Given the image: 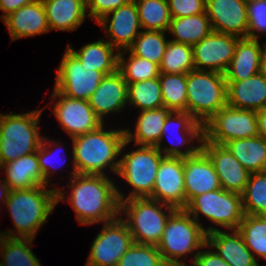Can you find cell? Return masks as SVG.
Segmentation results:
<instances>
[{
    "label": "cell",
    "mask_w": 266,
    "mask_h": 266,
    "mask_svg": "<svg viewBox=\"0 0 266 266\" xmlns=\"http://www.w3.org/2000/svg\"><path fill=\"white\" fill-rule=\"evenodd\" d=\"M207 233L185 209H176L169 217L157 246L167 266H190L182 256L206 248Z\"/></svg>",
    "instance_id": "cell-4"
},
{
    "label": "cell",
    "mask_w": 266,
    "mask_h": 266,
    "mask_svg": "<svg viewBox=\"0 0 266 266\" xmlns=\"http://www.w3.org/2000/svg\"><path fill=\"white\" fill-rule=\"evenodd\" d=\"M0 191V203L4 205L9 197L10 188L3 179L0 180Z\"/></svg>",
    "instance_id": "cell-49"
},
{
    "label": "cell",
    "mask_w": 266,
    "mask_h": 266,
    "mask_svg": "<svg viewBox=\"0 0 266 266\" xmlns=\"http://www.w3.org/2000/svg\"><path fill=\"white\" fill-rule=\"evenodd\" d=\"M70 180L66 186L71 191L69 199L59 188L57 203L62 200L70 203L80 225L106 223L119 216L117 186L108 175L75 174Z\"/></svg>",
    "instance_id": "cell-1"
},
{
    "label": "cell",
    "mask_w": 266,
    "mask_h": 266,
    "mask_svg": "<svg viewBox=\"0 0 266 266\" xmlns=\"http://www.w3.org/2000/svg\"><path fill=\"white\" fill-rule=\"evenodd\" d=\"M48 186L10 191L5 204L16 230L11 228L9 231L0 233L1 236L35 239L38 230L47 222L58 204L57 186L47 190Z\"/></svg>",
    "instance_id": "cell-3"
},
{
    "label": "cell",
    "mask_w": 266,
    "mask_h": 266,
    "mask_svg": "<svg viewBox=\"0 0 266 266\" xmlns=\"http://www.w3.org/2000/svg\"><path fill=\"white\" fill-rule=\"evenodd\" d=\"M202 150L212 161L221 188L241 195L248 183L250 172L241 165L225 145L208 142L204 138Z\"/></svg>",
    "instance_id": "cell-18"
},
{
    "label": "cell",
    "mask_w": 266,
    "mask_h": 266,
    "mask_svg": "<svg viewBox=\"0 0 266 266\" xmlns=\"http://www.w3.org/2000/svg\"><path fill=\"white\" fill-rule=\"evenodd\" d=\"M239 39L230 34L212 31L192 46L195 69L225 74Z\"/></svg>",
    "instance_id": "cell-15"
},
{
    "label": "cell",
    "mask_w": 266,
    "mask_h": 266,
    "mask_svg": "<svg viewBox=\"0 0 266 266\" xmlns=\"http://www.w3.org/2000/svg\"><path fill=\"white\" fill-rule=\"evenodd\" d=\"M129 53L127 61L123 56ZM118 71L122 74L127 83L144 81L160 76V67L158 64L145 58L133 55L128 49L119 51Z\"/></svg>",
    "instance_id": "cell-38"
},
{
    "label": "cell",
    "mask_w": 266,
    "mask_h": 266,
    "mask_svg": "<svg viewBox=\"0 0 266 266\" xmlns=\"http://www.w3.org/2000/svg\"><path fill=\"white\" fill-rule=\"evenodd\" d=\"M176 209L186 208L184 158L164 156L158 167L154 189L148 197Z\"/></svg>",
    "instance_id": "cell-16"
},
{
    "label": "cell",
    "mask_w": 266,
    "mask_h": 266,
    "mask_svg": "<svg viewBox=\"0 0 266 266\" xmlns=\"http://www.w3.org/2000/svg\"><path fill=\"white\" fill-rule=\"evenodd\" d=\"M174 127L176 128V130ZM174 133L177 135L179 134V139L177 135H175ZM165 135L168 136V138L170 139L168 141L170 142L172 141L171 146L169 147L167 146L165 147V145L164 146L162 145L163 144L162 141L166 137ZM172 136L175 137L174 140L176 142L173 141ZM196 139L198 140L197 143L199 145L196 143ZM203 139H204V125L202 123L196 121L188 112L172 111L169 114V116L165 119L160 141L155 147L163 154V156L184 158L197 154L202 149ZM194 141L196 144L194 143ZM180 146L181 148L184 146L187 147L185 149H181Z\"/></svg>",
    "instance_id": "cell-10"
},
{
    "label": "cell",
    "mask_w": 266,
    "mask_h": 266,
    "mask_svg": "<svg viewBox=\"0 0 266 266\" xmlns=\"http://www.w3.org/2000/svg\"><path fill=\"white\" fill-rule=\"evenodd\" d=\"M5 170L4 181L9 186L10 191L26 190L35 186L48 185L44 181L40 169L37 152L19 157L18 159L0 165V170Z\"/></svg>",
    "instance_id": "cell-27"
},
{
    "label": "cell",
    "mask_w": 266,
    "mask_h": 266,
    "mask_svg": "<svg viewBox=\"0 0 266 266\" xmlns=\"http://www.w3.org/2000/svg\"><path fill=\"white\" fill-rule=\"evenodd\" d=\"M175 210L170 205L148 197L131 198L120 201L119 215H126V219L121 218L127 224L135 243L158 246L167 221Z\"/></svg>",
    "instance_id": "cell-5"
},
{
    "label": "cell",
    "mask_w": 266,
    "mask_h": 266,
    "mask_svg": "<svg viewBox=\"0 0 266 266\" xmlns=\"http://www.w3.org/2000/svg\"><path fill=\"white\" fill-rule=\"evenodd\" d=\"M260 73L266 77V43L264 44L263 53L261 56Z\"/></svg>",
    "instance_id": "cell-50"
},
{
    "label": "cell",
    "mask_w": 266,
    "mask_h": 266,
    "mask_svg": "<svg viewBox=\"0 0 266 266\" xmlns=\"http://www.w3.org/2000/svg\"><path fill=\"white\" fill-rule=\"evenodd\" d=\"M67 48L80 60L82 65L96 68V71H100L104 75L118 70L119 51L105 39L88 43L77 51L70 44Z\"/></svg>",
    "instance_id": "cell-29"
},
{
    "label": "cell",
    "mask_w": 266,
    "mask_h": 266,
    "mask_svg": "<svg viewBox=\"0 0 266 266\" xmlns=\"http://www.w3.org/2000/svg\"><path fill=\"white\" fill-rule=\"evenodd\" d=\"M232 232L222 231L213 225L205 229L207 245L230 266H260L252 252L245 245L244 240L237 230Z\"/></svg>",
    "instance_id": "cell-22"
},
{
    "label": "cell",
    "mask_w": 266,
    "mask_h": 266,
    "mask_svg": "<svg viewBox=\"0 0 266 266\" xmlns=\"http://www.w3.org/2000/svg\"><path fill=\"white\" fill-rule=\"evenodd\" d=\"M196 251V254L192 255L191 266H230L225 260H223L215 251L211 250Z\"/></svg>",
    "instance_id": "cell-46"
},
{
    "label": "cell",
    "mask_w": 266,
    "mask_h": 266,
    "mask_svg": "<svg viewBox=\"0 0 266 266\" xmlns=\"http://www.w3.org/2000/svg\"><path fill=\"white\" fill-rule=\"evenodd\" d=\"M184 187L186 207L197 195L221 188L214 165L202 149L193 156L184 157Z\"/></svg>",
    "instance_id": "cell-20"
},
{
    "label": "cell",
    "mask_w": 266,
    "mask_h": 266,
    "mask_svg": "<svg viewBox=\"0 0 266 266\" xmlns=\"http://www.w3.org/2000/svg\"><path fill=\"white\" fill-rule=\"evenodd\" d=\"M257 124H258V135L266 139V107L256 111Z\"/></svg>",
    "instance_id": "cell-48"
},
{
    "label": "cell",
    "mask_w": 266,
    "mask_h": 266,
    "mask_svg": "<svg viewBox=\"0 0 266 266\" xmlns=\"http://www.w3.org/2000/svg\"><path fill=\"white\" fill-rule=\"evenodd\" d=\"M133 243L127 224L118 216L103 224L92 242L85 266H117Z\"/></svg>",
    "instance_id": "cell-13"
},
{
    "label": "cell",
    "mask_w": 266,
    "mask_h": 266,
    "mask_svg": "<svg viewBox=\"0 0 266 266\" xmlns=\"http://www.w3.org/2000/svg\"><path fill=\"white\" fill-rule=\"evenodd\" d=\"M163 105L172 111L187 112V74L160 73Z\"/></svg>",
    "instance_id": "cell-35"
},
{
    "label": "cell",
    "mask_w": 266,
    "mask_h": 266,
    "mask_svg": "<svg viewBox=\"0 0 266 266\" xmlns=\"http://www.w3.org/2000/svg\"><path fill=\"white\" fill-rule=\"evenodd\" d=\"M2 21L8 29L11 41L50 31L44 4L38 0L19 8Z\"/></svg>",
    "instance_id": "cell-23"
},
{
    "label": "cell",
    "mask_w": 266,
    "mask_h": 266,
    "mask_svg": "<svg viewBox=\"0 0 266 266\" xmlns=\"http://www.w3.org/2000/svg\"><path fill=\"white\" fill-rule=\"evenodd\" d=\"M241 197L244 214H266V171L250 173Z\"/></svg>",
    "instance_id": "cell-40"
},
{
    "label": "cell",
    "mask_w": 266,
    "mask_h": 266,
    "mask_svg": "<svg viewBox=\"0 0 266 266\" xmlns=\"http://www.w3.org/2000/svg\"><path fill=\"white\" fill-rule=\"evenodd\" d=\"M60 147L61 146H60L59 143L57 144L55 141H52L51 139H48L47 137L45 138L43 136L42 141L40 143V146H39V148L37 150V157H38L40 169L42 171V174H43V177H44V181L47 184L50 183V181L53 182V179H50V178L52 177L51 175H53V173L59 169V168L57 169V167L61 166V164L64 165L66 163L65 161H64V163H62L63 162L62 161L61 164H59L60 163L58 161L59 158H57L58 163L56 162L59 166L56 165V163H55L56 157H58V156H57V152L55 153L54 148L57 151V149L58 148L60 149Z\"/></svg>",
    "instance_id": "cell-42"
},
{
    "label": "cell",
    "mask_w": 266,
    "mask_h": 266,
    "mask_svg": "<svg viewBox=\"0 0 266 266\" xmlns=\"http://www.w3.org/2000/svg\"><path fill=\"white\" fill-rule=\"evenodd\" d=\"M132 0H86L87 14L96 23L109 12L129 3Z\"/></svg>",
    "instance_id": "cell-45"
},
{
    "label": "cell",
    "mask_w": 266,
    "mask_h": 266,
    "mask_svg": "<svg viewBox=\"0 0 266 266\" xmlns=\"http://www.w3.org/2000/svg\"><path fill=\"white\" fill-rule=\"evenodd\" d=\"M142 30L167 32L172 20L167 0H134Z\"/></svg>",
    "instance_id": "cell-33"
},
{
    "label": "cell",
    "mask_w": 266,
    "mask_h": 266,
    "mask_svg": "<svg viewBox=\"0 0 266 266\" xmlns=\"http://www.w3.org/2000/svg\"><path fill=\"white\" fill-rule=\"evenodd\" d=\"M205 6L213 31L247 37V0H206Z\"/></svg>",
    "instance_id": "cell-19"
},
{
    "label": "cell",
    "mask_w": 266,
    "mask_h": 266,
    "mask_svg": "<svg viewBox=\"0 0 266 266\" xmlns=\"http://www.w3.org/2000/svg\"><path fill=\"white\" fill-rule=\"evenodd\" d=\"M212 31L213 28L206 12L181 18H172L168 29V32L175 37L171 41L190 46L199 43Z\"/></svg>",
    "instance_id": "cell-31"
},
{
    "label": "cell",
    "mask_w": 266,
    "mask_h": 266,
    "mask_svg": "<svg viewBox=\"0 0 266 266\" xmlns=\"http://www.w3.org/2000/svg\"><path fill=\"white\" fill-rule=\"evenodd\" d=\"M185 210L199 224L201 213L214 225L228 230H237L245 215L241 195L222 188L197 195Z\"/></svg>",
    "instance_id": "cell-9"
},
{
    "label": "cell",
    "mask_w": 266,
    "mask_h": 266,
    "mask_svg": "<svg viewBox=\"0 0 266 266\" xmlns=\"http://www.w3.org/2000/svg\"><path fill=\"white\" fill-rule=\"evenodd\" d=\"M34 0H0V10L3 14L0 19H4L9 14L18 10L19 8L32 3Z\"/></svg>",
    "instance_id": "cell-47"
},
{
    "label": "cell",
    "mask_w": 266,
    "mask_h": 266,
    "mask_svg": "<svg viewBox=\"0 0 266 266\" xmlns=\"http://www.w3.org/2000/svg\"><path fill=\"white\" fill-rule=\"evenodd\" d=\"M128 104L140 111L164 106L159 77L128 83Z\"/></svg>",
    "instance_id": "cell-36"
},
{
    "label": "cell",
    "mask_w": 266,
    "mask_h": 266,
    "mask_svg": "<svg viewBox=\"0 0 266 266\" xmlns=\"http://www.w3.org/2000/svg\"><path fill=\"white\" fill-rule=\"evenodd\" d=\"M44 109L22 114L0 113V165L37 152L43 138L38 124Z\"/></svg>",
    "instance_id": "cell-6"
},
{
    "label": "cell",
    "mask_w": 266,
    "mask_h": 266,
    "mask_svg": "<svg viewBox=\"0 0 266 266\" xmlns=\"http://www.w3.org/2000/svg\"><path fill=\"white\" fill-rule=\"evenodd\" d=\"M165 31L142 30L128 50L135 56L160 65L169 40Z\"/></svg>",
    "instance_id": "cell-37"
},
{
    "label": "cell",
    "mask_w": 266,
    "mask_h": 266,
    "mask_svg": "<svg viewBox=\"0 0 266 266\" xmlns=\"http://www.w3.org/2000/svg\"><path fill=\"white\" fill-rule=\"evenodd\" d=\"M263 48L257 39L240 38L225 72L226 81H243L259 73Z\"/></svg>",
    "instance_id": "cell-25"
},
{
    "label": "cell",
    "mask_w": 266,
    "mask_h": 266,
    "mask_svg": "<svg viewBox=\"0 0 266 266\" xmlns=\"http://www.w3.org/2000/svg\"><path fill=\"white\" fill-rule=\"evenodd\" d=\"M247 18V37L258 40L266 33V0H247Z\"/></svg>",
    "instance_id": "cell-43"
},
{
    "label": "cell",
    "mask_w": 266,
    "mask_h": 266,
    "mask_svg": "<svg viewBox=\"0 0 266 266\" xmlns=\"http://www.w3.org/2000/svg\"><path fill=\"white\" fill-rule=\"evenodd\" d=\"M127 91L128 83L118 70L102 78L98 88L88 100L89 105L102 123H104L103 119L106 115L123 111L128 104Z\"/></svg>",
    "instance_id": "cell-21"
},
{
    "label": "cell",
    "mask_w": 266,
    "mask_h": 266,
    "mask_svg": "<svg viewBox=\"0 0 266 266\" xmlns=\"http://www.w3.org/2000/svg\"><path fill=\"white\" fill-rule=\"evenodd\" d=\"M97 23L106 31L107 41L118 51L127 50L142 31L134 0L109 12Z\"/></svg>",
    "instance_id": "cell-17"
},
{
    "label": "cell",
    "mask_w": 266,
    "mask_h": 266,
    "mask_svg": "<svg viewBox=\"0 0 266 266\" xmlns=\"http://www.w3.org/2000/svg\"><path fill=\"white\" fill-rule=\"evenodd\" d=\"M51 30L76 31L86 16V0H43Z\"/></svg>",
    "instance_id": "cell-26"
},
{
    "label": "cell",
    "mask_w": 266,
    "mask_h": 266,
    "mask_svg": "<svg viewBox=\"0 0 266 266\" xmlns=\"http://www.w3.org/2000/svg\"><path fill=\"white\" fill-rule=\"evenodd\" d=\"M255 136H258V124L254 110L226 105L204 124V138L216 144Z\"/></svg>",
    "instance_id": "cell-11"
},
{
    "label": "cell",
    "mask_w": 266,
    "mask_h": 266,
    "mask_svg": "<svg viewBox=\"0 0 266 266\" xmlns=\"http://www.w3.org/2000/svg\"><path fill=\"white\" fill-rule=\"evenodd\" d=\"M237 231L254 258L266 260V216L245 214Z\"/></svg>",
    "instance_id": "cell-34"
},
{
    "label": "cell",
    "mask_w": 266,
    "mask_h": 266,
    "mask_svg": "<svg viewBox=\"0 0 266 266\" xmlns=\"http://www.w3.org/2000/svg\"><path fill=\"white\" fill-rule=\"evenodd\" d=\"M172 18H181L206 12V0H167Z\"/></svg>",
    "instance_id": "cell-44"
},
{
    "label": "cell",
    "mask_w": 266,
    "mask_h": 266,
    "mask_svg": "<svg viewBox=\"0 0 266 266\" xmlns=\"http://www.w3.org/2000/svg\"><path fill=\"white\" fill-rule=\"evenodd\" d=\"M159 67L160 73L188 74L195 69L192 46L169 40Z\"/></svg>",
    "instance_id": "cell-39"
},
{
    "label": "cell",
    "mask_w": 266,
    "mask_h": 266,
    "mask_svg": "<svg viewBox=\"0 0 266 266\" xmlns=\"http://www.w3.org/2000/svg\"><path fill=\"white\" fill-rule=\"evenodd\" d=\"M104 126L103 123L93 131L71 138L73 165L69 178L75 174L106 175L107 167L117 173V157L129 142L125 140L124 128L106 130Z\"/></svg>",
    "instance_id": "cell-2"
},
{
    "label": "cell",
    "mask_w": 266,
    "mask_h": 266,
    "mask_svg": "<svg viewBox=\"0 0 266 266\" xmlns=\"http://www.w3.org/2000/svg\"><path fill=\"white\" fill-rule=\"evenodd\" d=\"M104 76L96 68L82 65L66 48L57 69L54 89L66 97L88 101Z\"/></svg>",
    "instance_id": "cell-12"
},
{
    "label": "cell",
    "mask_w": 266,
    "mask_h": 266,
    "mask_svg": "<svg viewBox=\"0 0 266 266\" xmlns=\"http://www.w3.org/2000/svg\"><path fill=\"white\" fill-rule=\"evenodd\" d=\"M31 238L0 237V255L4 266H41L31 251Z\"/></svg>",
    "instance_id": "cell-32"
},
{
    "label": "cell",
    "mask_w": 266,
    "mask_h": 266,
    "mask_svg": "<svg viewBox=\"0 0 266 266\" xmlns=\"http://www.w3.org/2000/svg\"><path fill=\"white\" fill-rule=\"evenodd\" d=\"M117 266H167L157 246L133 243Z\"/></svg>",
    "instance_id": "cell-41"
},
{
    "label": "cell",
    "mask_w": 266,
    "mask_h": 266,
    "mask_svg": "<svg viewBox=\"0 0 266 266\" xmlns=\"http://www.w3.org/2000/svg\"><path fill=\"white\" fill-rule=\"evenodd\" d=\"M129 152L119 159L116 174L132 186L133 190L126 197L117 188L119 201L149 197L154 189L159 164L164 157L155 146L140 145Z\"/></svg>",
    "instance_id": "cell-8"
},
{
    "label": "cell",
    "mask_w": 266,
    "mask_h": 266,
    "mask_svg": "<svg viewBox=\"0 0 266 266\" xmlns=\"http://www.w3.org/2000/svg\"><path fill=\"white\" fill-rule=\"evenodd\" d=\"M227 82V105L258 111L266 107V77L260 72L243 81Z\"/></svg>",
    "instance_id": "cell-24"
},
{
    "label": "cell",
    "mask_w": 266,
    "mask_h": 266,
    "mask_svg": "<svg viewBox=\"0 0 266 266\" xmlns=\"http://www.w3.org/2000/svg\"><path fill=\"white\" fill-rule=\"evenodd\" d=\"M51 98L55 103V106L50 105L54 107L52 112L58 124L71 138L93 131L103 124L88 101L66 97L55 89Z\"/></svg>",
    "instance_id": "cell-14"
},
{
    "label": "cell",
    "mask_w": 266,
    "mask_h": 266,
    "mask_svg": "<svg viewBox=\"0 0 266 266\" xmlns=\"http://www.w3.org/2000/svg\"><path fill=\"white\" fill-rule=\"evenodd\" d=\"M187 112L203 125L227 105L225 74L192 70L187 74Z\"/></svg>",
    "instance_id": "cell-7"
},
{
    "label": "cell",
    "mask_w": 266,
    "mask_h": 266,
    "mask_svg": "<svg viewBox=\"0 0 266 266\" xmlns=\"http://www.w3.org/2000/svg\"><path fill=\"white\" fill-rule=\"evenodd\" d=\"M224 145L248 172L266 171V139L263 137L229 140Z\"/></svg>",
    "instance_id": "cell-30"
},
{
    "label": "cell",
    "mask_w": 266,
    "mask_h": 266,
    "mask_svg": "<svg viewBox=\"0 0 266 266\" xmlns=\"http://www.w3.org/2000/svg\"><path fill=\"white\" fill-rule=\"evenodd\" d=\"M171 112L166 106L140 111L135 122V131L124 129L125 140L129 143L134 141L135 146H156L160 141L165 119Z\"/></svg>",
    "instance_id": "cell-28"
}]
</instances>
